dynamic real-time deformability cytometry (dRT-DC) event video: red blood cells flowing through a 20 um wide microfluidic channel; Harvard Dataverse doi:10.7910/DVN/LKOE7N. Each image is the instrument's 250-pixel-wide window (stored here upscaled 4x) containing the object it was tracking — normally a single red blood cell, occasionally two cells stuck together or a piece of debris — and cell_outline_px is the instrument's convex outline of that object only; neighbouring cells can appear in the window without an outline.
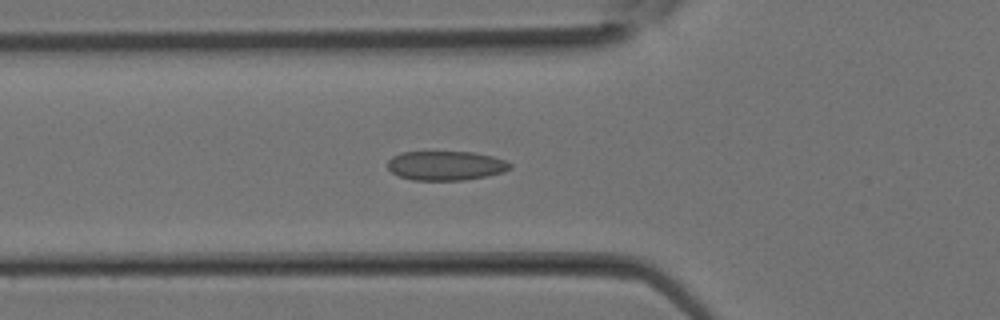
{"species": "Egyptian fruit bat (a non-hibernating species)", "species_latin": "Rousettus aegyptiacus", "temperature_condition": "room temperature", "stored_images_in_passage": 26, "camera_frame_rate_fps": 3000, "um_per_image_px": 0.085, "animal": {"sex": "female"}, "frame": {"image": 1, "passage_image": 9, "time_ms": 2.667, "image_size_px": [1000, 320], "cell_outline_px": [[512, 168], [504, 172], [488, 176], [464, 180], [412, 180], [400, 176], [392, 172], [388, 168], [388, 160], [392, 156], [400, 152], [472, 152], [492, 156], [504, 160], [512, 164]], "centroid_in_image_um": [37.91, 14.08], "position_along_channel_um": 87.9, "area_um2": 20.98}}
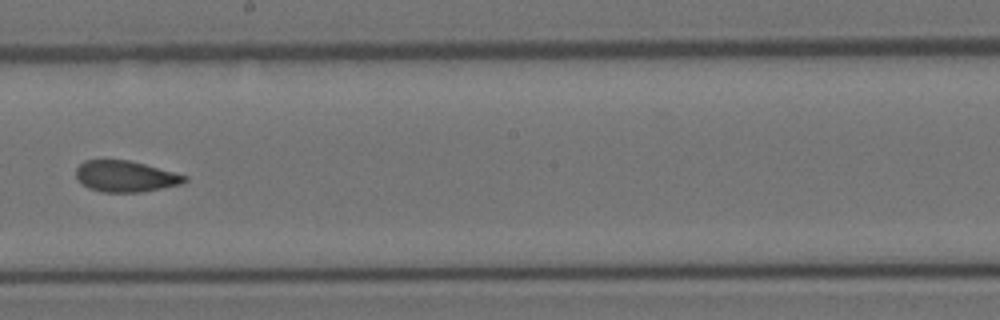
{"frame": {"image": 2, "passage_image": 16, "time_ms": 5.0, "image_size_px": [1000, 320], "cell_outline_px": [[188, 180], [180, 184], [140, 192], [104, 192], [88, 188], [76, 176], [76, 168], [84, 160], [128, 160], [144, 164], [188, 176]], "centroid_in_image_um": [10.66, 14.98], "position_along_channel_um": 237.5, "area_um2": 19.42}}
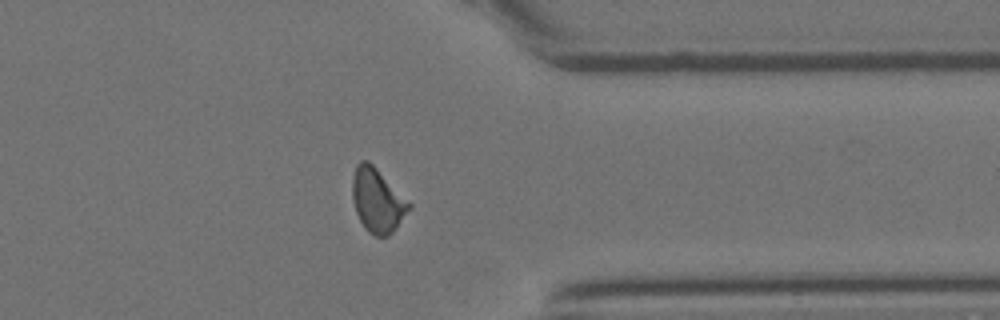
{"frame": {"image": 3, "passage_image": 23, "time_ms": 7.333, "image_size_px": [1000, 320], "cell_outline_px": [[412, 208], [392, 232], [388, 236], [376, 236], [368, 232], [364, 228], [356, 212], [352, 196], [352, 176], [356, 164], [360, 160], [368, 160], [412, 204]], "centroid_in_image_um": [32.07, 17.03], "position_along_channel_um": 379.3, "area_um2": 21.1}}